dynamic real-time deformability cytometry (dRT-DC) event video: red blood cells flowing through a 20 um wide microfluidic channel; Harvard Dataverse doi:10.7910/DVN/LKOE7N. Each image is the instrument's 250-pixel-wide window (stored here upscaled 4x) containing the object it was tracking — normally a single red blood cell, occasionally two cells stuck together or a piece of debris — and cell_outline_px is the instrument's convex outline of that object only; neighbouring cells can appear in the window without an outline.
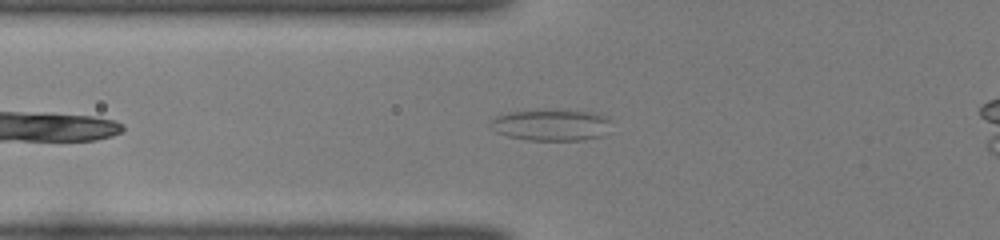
{"species": "common noctule bat (a hibernating species)", "species_latin": "Nyctalus noctula", "temperature_condition": "room temperature", "stored_images_in_passage": 36, "camera_frame_rate_fps": 3000, "um_per_image_px": 0.085, "animal": {"sex": "female", "body_mass_g": 22.0, "forearm_length_mm": 56.7}, "frame": {"image": 1, "passage_image": 7, "time_ms": 2.0, "image_size_px": [1000, 240], "cell_outline_px": [[608, 120], [600, 136], [580, 140], [524, 140], [508, 136], [496, 132], [488, 124], [488, 120], [496, 116], [508, 112], [548, 108], [564, 108], [588, 112], [608, 116]], "centroid_in_image_um": [46.72, 10.58], "position_along_channel_um": 79.1, "area_um2": 22.43}}
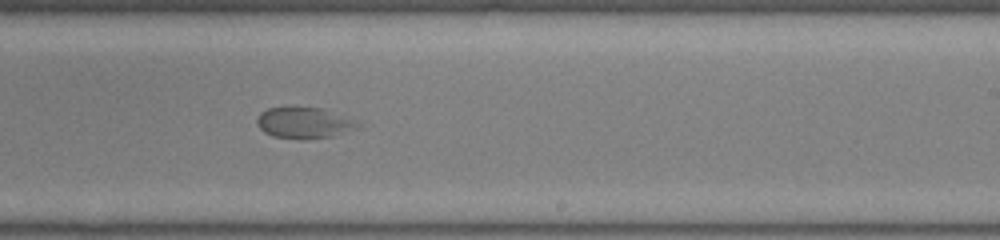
{"frame": {"image": 2, "passage_image": 21, "time_ms": 6.667, "image_size_px": [1000, 240], "cell_outline_px": [[352, 124], [332, 136], [272, 136], [264, 132], [256, 124], [256, 120], [260, 112], [268, 108], [320, 108], [348, 120]], "centroid_in_image_um": [25.54, 10.39], "position_along_channel_um": 263.5, "area_um2": 16.01}}
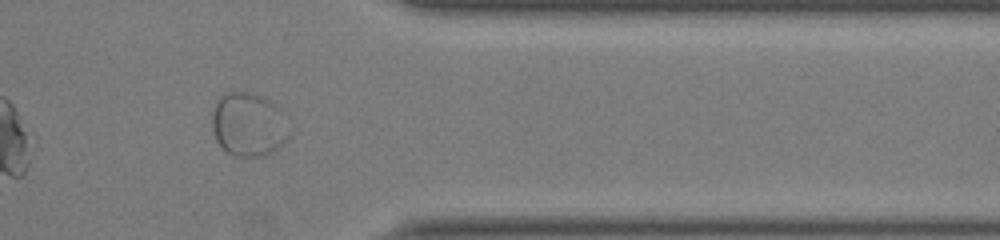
{"frame": {"image": 3, "passage_image": 31, "time_ms": 10.0, "image_size_px": [1000, 240], "cell_outline_px": [[292, 128], [288, 140], [276, 148], [260, 156], [232, 156], [216, 140], [212, 128], [212, 116], [216, 100], [224, 92], [248, 92], [264, 96], [272, 100], [284, 108], [288, 112]], "centroid_in_image_um": [21.22, 10.53], "position_along_channel_um": 390.2, "area_um2": 29.65}}